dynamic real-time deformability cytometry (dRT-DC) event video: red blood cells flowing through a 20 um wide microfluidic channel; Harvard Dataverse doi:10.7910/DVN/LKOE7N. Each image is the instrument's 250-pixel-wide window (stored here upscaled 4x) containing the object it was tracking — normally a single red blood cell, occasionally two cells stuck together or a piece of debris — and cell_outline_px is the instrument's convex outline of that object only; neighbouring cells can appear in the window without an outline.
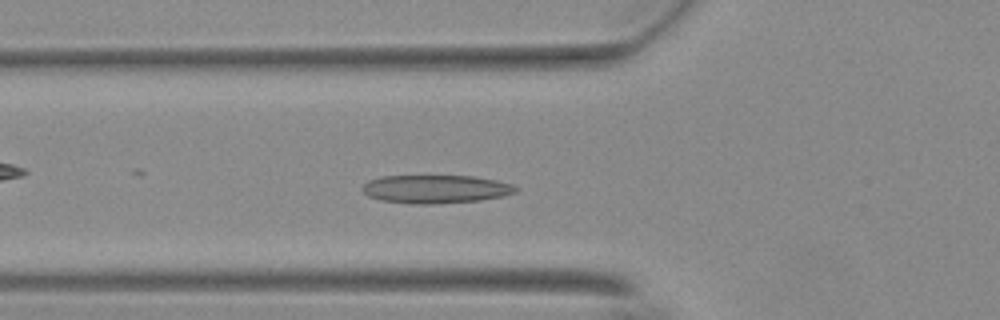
{"species": "Egyptian fruit bat (a non-hibernating species)", "species_latin": "Rousettus aegyptiacus", "temperature_condition": "warm", "stored_images_in_passage": 39, "camera_frame_rate_fps": 3000, "um_per_image_px": 0.085, "animal": {"sex": "female"}, "frame": {"image": 1, "passage_image": 15, "time_ms": 4.667, "image_size_px": [1000, 320], "cell_outline_px": [[516, 192], [504, 196], [480, 200], [436, 204], [412, 204], [380, 200], [368, 196], [360, 188], [368, 180], [380, 176], [472, 176], [496, 180], [512, 184], [516, 188]], "centroid_in_image_um": [36.99, 16.07], "position_along_channel_um": 88.8, "area_um2": 25.37}}
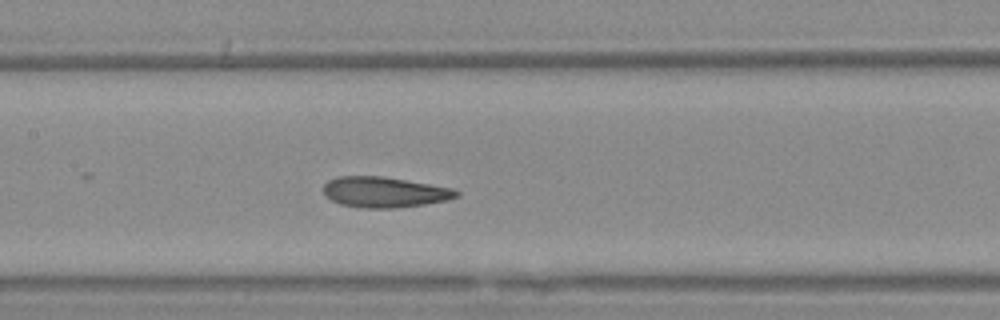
{"frame": {"image": 2, "passage_image": 22, "time_ms": 7.0, "image_size_px": [1000, 320], "cell_outline_px": [[460, 196], [448, 200], [424, 204], [396, 208], [364, 208], [340, 204], [324, 196], [324, 184], [328, 180], [336, 176], [380, 176], [452, 188], [460, 192]], "centroid_in_image_um": [32.66, 16.33], "position_along_channel_um": 174.7, "area_um2": 23.64}}
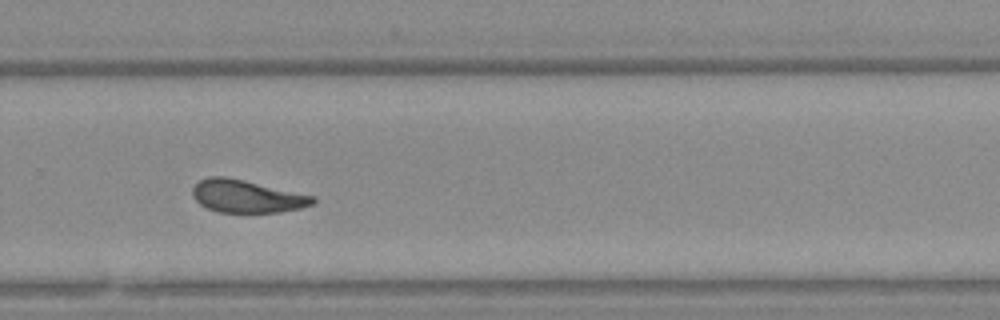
{"frame": {"image": 3, "passage_image": 33, "time_ms": 10.667, "image_size_px": [1000, 320], "cell_outline_px": [[316, 200], [312, 204], [300, 208], [280, 212], [216, 212], [200, 204], [192, 196], [192, 188], [200, 180], [208, 176], [224, 176], [244, 180], [316, 196]], "centroid_in_image_um": [20.97, 16.68], "position_along_channel_um": 308.8, "area_um2": 22.89}, "authors_computed_cell_mechanics": {"area_um2": 23.8714, "velocity_mm_per_s": 3.6722, "shape_relaxation_time_tau1_ms": 6.0881, "shape_relaxation_time_tau2_ms": 1.8055, "deformation_change_tau1": 0.1705, "deformation_change_tau2": 0.0964}}